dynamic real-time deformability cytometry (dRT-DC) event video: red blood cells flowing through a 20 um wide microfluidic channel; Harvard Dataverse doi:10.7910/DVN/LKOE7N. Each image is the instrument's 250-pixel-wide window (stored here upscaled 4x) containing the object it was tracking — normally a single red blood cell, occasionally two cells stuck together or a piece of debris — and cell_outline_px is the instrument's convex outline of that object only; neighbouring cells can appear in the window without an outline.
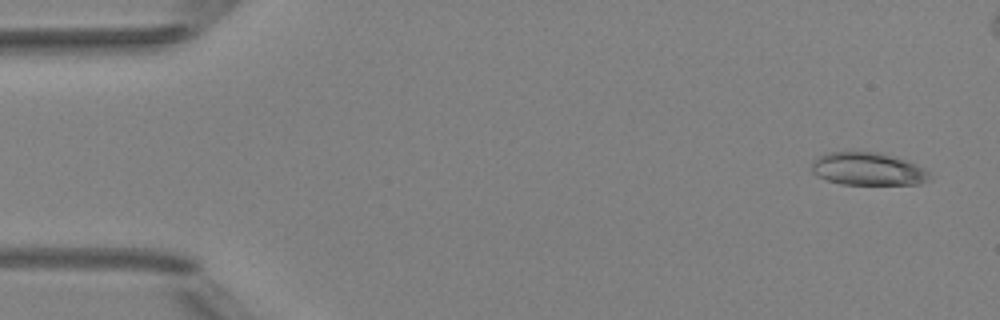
{"species": "Egyptian fruit bat (a non-hibernating species)", "species_latin": "Rousettus aegyptiacus", "temperature_condition": "room temperature", "stored_images_in_passage": 5, "camera_frame_rate_fps": 3000, "um_per_image_px": 0.085, "animal": {"sex": "female"}, "frame": {"image": 1, "passage_image": 1, "time_ms": 0.0, "image_size_px": [1000, 320], "cell_outline_px": [[932, 180], [920, 184], [840, 184], [816, 176], [812, 172], [812, 160], [824, 152], [856, 148], [880, 152], [896, 156], [916, 164], [924, 168], [928, 172]], "centroid_in_image_um": [73.73, 14.3], "position_along_channel_um": 11.3, "area_um2": 23.64}}